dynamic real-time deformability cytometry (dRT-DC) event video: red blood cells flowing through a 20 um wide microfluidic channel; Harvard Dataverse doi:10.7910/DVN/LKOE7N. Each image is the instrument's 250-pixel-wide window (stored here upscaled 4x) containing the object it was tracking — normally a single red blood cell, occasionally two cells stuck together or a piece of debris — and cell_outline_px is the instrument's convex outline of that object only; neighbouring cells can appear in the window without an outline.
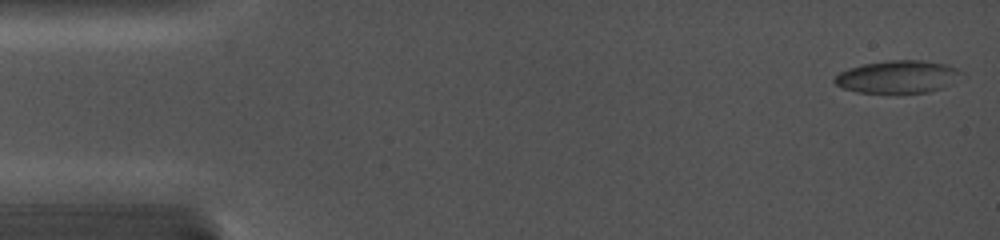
{"species": "common noctule bat (a hibernating species)", "species_latin": "Nyctalus noctula", "temperature_condition": "cold", "stored_images_in_passage": 22, "camera_frame_rate_fps": 5000, "um_per_image_px": 0.085, "animal": {"sex": "female", "body_mass_g": 19.0, "forearm_length_mm": 56.7}, "frame": {"image": 1, "passage_image": 1, "time_ms": 0.0, "image_size_px": [1000, 240], "cell_outline_px": [[964, 72], [948, 84], [940, 88], [928, 92], [896, 96], [856, 92], [844, 88], [836, 84], [832, 80], [840, 72], [848, 68], [864, 64], [888, 60], [924, 60], [948, 64]], "centroid_in_image_um": [76.27, 6.56], "position_along_channel_um": 8.7, "area_um2": 24.8}}
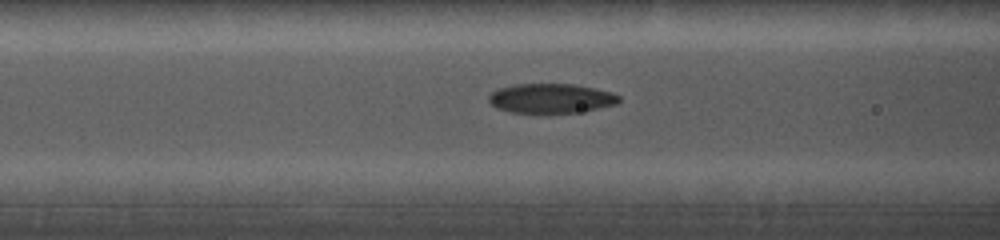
{"frame": {"image": 2, "passage_image": 19, "time_ms": 6.4, "image_size_px": [1000, 240], "cell_outline_px": [[620, 100], [616, 104], [576, 112], [544, 116], [512, 112], [496, 108], [488, 100], [488, 96], [496, 88], [516, 84], [576, 84], [612, 92], [620, 96]], "centroid_in_image_um": [46.79, 8.39], "position_along_channel_um": 119.8, "area_um2": 23.12}}
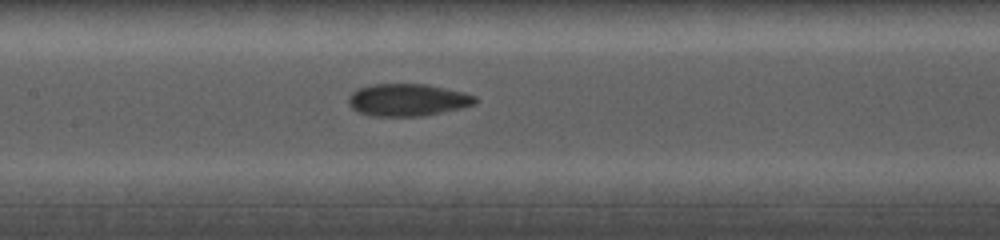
{"frame": {"image": 3, "passage_image": 22, "time_ms": 7.8, "image_size_px": [1000, 240], "cell_outline_px": [[476, 104], [460, 108], [424, 116], [372, 116], [356, 112], [348, 104], [348, 96], [356, 88], [372, 84], [428, 84], [464, 92], [476, 96]], "centroid_in_image_um": [34.61, 8.49], "position_along_channel_um": 172.8, "area_um2": 24.1}}